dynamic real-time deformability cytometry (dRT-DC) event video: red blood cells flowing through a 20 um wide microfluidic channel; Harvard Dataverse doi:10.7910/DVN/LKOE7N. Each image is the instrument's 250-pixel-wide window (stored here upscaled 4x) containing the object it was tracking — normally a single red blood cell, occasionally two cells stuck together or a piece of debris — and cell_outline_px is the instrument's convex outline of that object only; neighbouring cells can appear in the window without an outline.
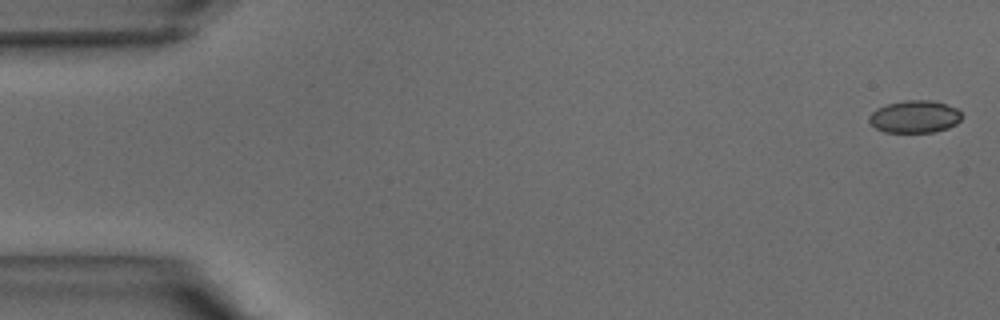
{"species": "common noctule bat (a hibernating species)", "species_latin": "Nyctalus noctula", "temperature_condition": "warm", "stored_images_in_passage": 22, "camera_frame_rate_fps": 3000, "um_per_image_px": 0.085, "animal": {"sex": "male", "body_mass_g": 15.6}, "frame": {"image": 1, "passage_image": 1, "time_ms": 0.0, "image_size_px": [1000, 320], "cell_outline_px": [[960, 120], [956, 124], [948, 128], [932, 132], [884, 132], [876, 128], [868, 120], [868, 116], [876, 108], [888, 104], [904, 100], [932, 100], [956, 108], [960, 112]], "centroid_in_image_um": [77.72, 9.91], "position_along_channel_um": 7.3, "area_um2": 17.4}}
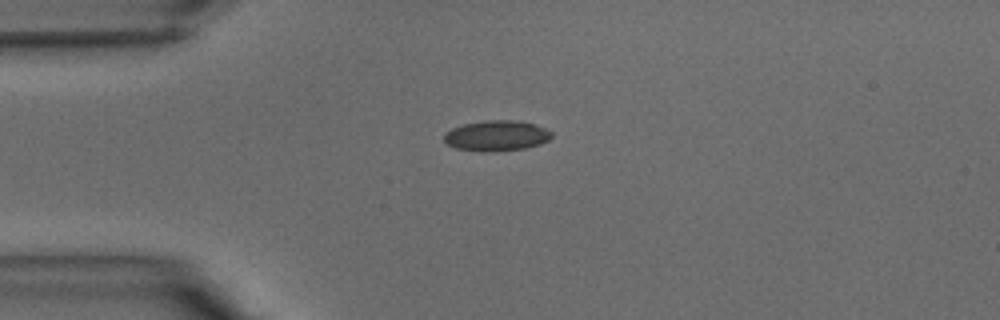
{"frame": {"image": 2, "passage_image": 10, "time_ms": 3.0, "image_size_px": [1000, 320], "cell_outline_px": [[552, 136], [548, 140], [540, 144], [524, 148], [488, 152], [480, 152], [456, 148], [448, 144], [444, 140], [444, 136], [452, 128], [464, 124], [484, 120], [516, 120], [532, 124], [544, 128], [552, 132]], "centroid_in_image_um": [42.2, 11.54], "position_along_channel_um": 42.8, "area_um2": 18.96}}
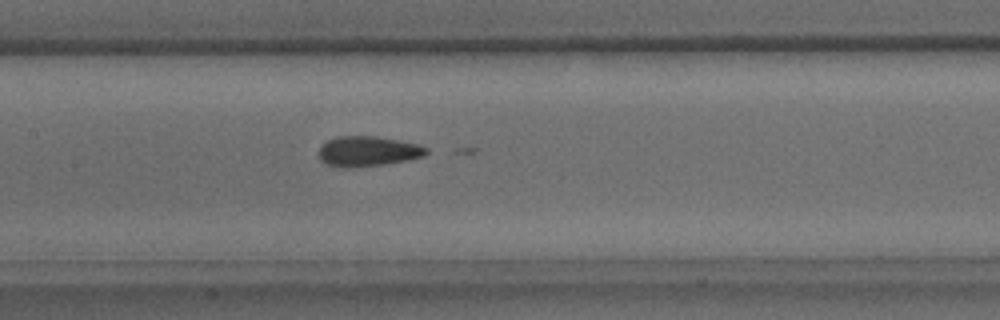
{"frame": {"image": 3, "passage_image": 19, "time_ms": 6.0, "image_size_px": [1000, 320], "cell_outline_px": [[428, 152], [424, 156], [408, 160], [384, 164], [348, 168], [340, 168], [328, 164], [320, 160], [320, 144], [336, 136], [376, 136], [416, 144], [428, 148]], "centroid_in_image_um": [31.24, 12.86], "position_along_channel_um": 176.2, "area_um2": 18.84}}